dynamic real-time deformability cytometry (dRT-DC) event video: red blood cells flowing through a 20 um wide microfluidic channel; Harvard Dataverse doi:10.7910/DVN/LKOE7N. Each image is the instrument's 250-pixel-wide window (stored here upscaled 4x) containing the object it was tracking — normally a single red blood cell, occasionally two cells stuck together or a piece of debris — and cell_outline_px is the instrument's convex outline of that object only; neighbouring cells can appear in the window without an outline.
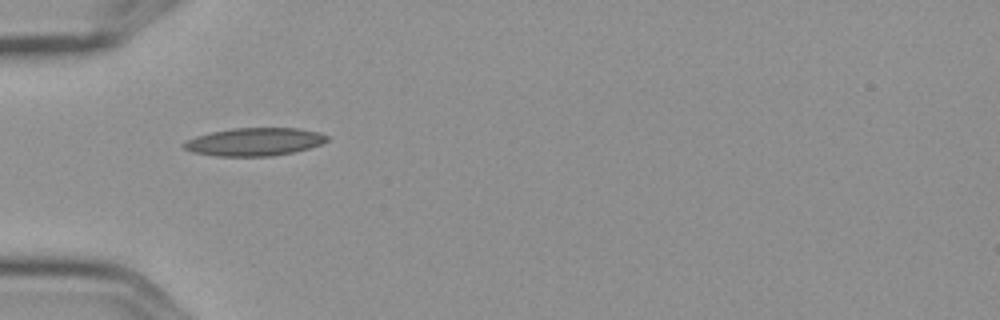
{"species": "Egyptian fruit bat (a non-hibernating species)", "species_latin": "Rousettus aegyptiacus", "temperature_condition": "cold", "stored_images_in_passage": 6, "camera_frame_rate_fps": 3000, "um_per_image_px": 0.085, "frame": {"image": 1, "passage_image": 1, "time_ms": 0.0, "image_size_px": [1000, 320], "cell_outline_px": [[328, 140], [320, 144], [308, 148], [292, 152], [272, 156], [216, 156], [192, 152], [184, 148], [180, 144], [196, 136], [212, 132], [232, 128], [300, 128], [316, 132], [328, 136]], "centroid_in_image_um": [21.59, 12.05], "position_along_channel_um": 63.4, "area_um2": 23.18}}
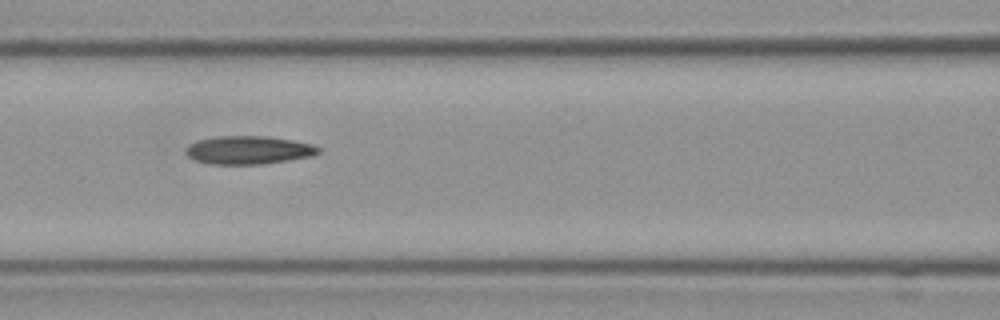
{"frame": {"image": 2, "passage_image": 3, "time_ms": 0.667, "image_size_px": [1000, 320], "cell_outline_px": [[320, 152], [312, 156], [288, 160], [260, 164], [212, 164], [196, 160], [188, 156], [184, 152], [188, 144], [200, 140], [216, 136], [268, 136], [296, 140], [312, 144], [320, 148]], "centroid_in_image_um": [21.14, 12.74], "position_along_channel_um": 145.5, "area_um2": 21.85}}
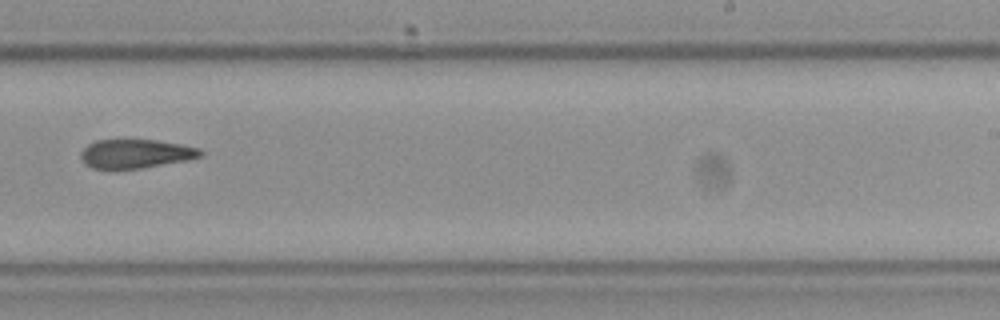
{"frame": {"image": 3, "passage_image": 6, "time_ms": 1.667, "image_size_px": [1000, 320], "cell_outline_px": [[204, 156], [188, 160], [140, 168], [92, 168], [84, 164], [80, 156], [80, 152], [88, 144], [96, 140], [156, 140], [180, 144], [200, 148], [204, 152]], "centroid_in_image_um": [11.56, 13.06], "position_along_channel_um": 277.4, "area_um2": 20.11}}